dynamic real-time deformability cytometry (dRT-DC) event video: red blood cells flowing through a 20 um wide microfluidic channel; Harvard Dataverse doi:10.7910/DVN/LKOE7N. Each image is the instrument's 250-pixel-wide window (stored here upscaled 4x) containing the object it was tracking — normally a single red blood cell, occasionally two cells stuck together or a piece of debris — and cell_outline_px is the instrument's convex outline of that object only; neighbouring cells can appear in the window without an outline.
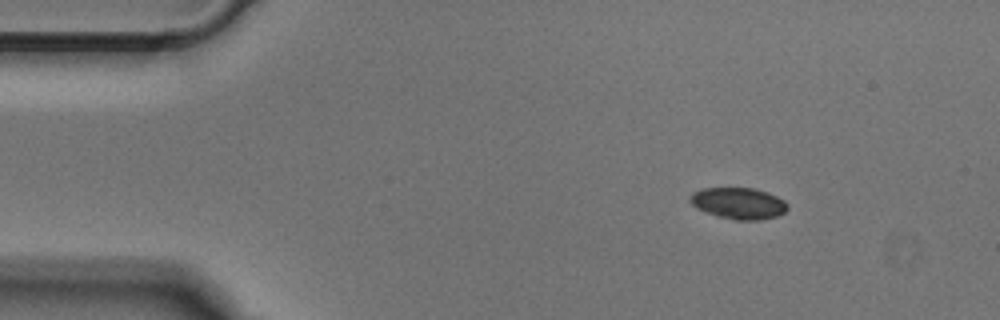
{"species": "Egyptian fruit bat (a non-hibernating species)", "species_latin": "Rousettus aegyptiacus", "temperature_condition": "cold", "stored_images_in_passage": 44, "camera_frame_rate_fps": 3000, "um_per_image_px": 0.085, "animal": {"sex": "male"}, "frame": {"image": 1, "passage_image": 1, "time_ms": 0.0, "image_size_px": [1000, 320], "cell_outline_px": [[788, 208], [784, 212], [776, 216], [760, 220], [736, 220], [716, 216], [696, 208], [688, 200], [688, 196], [692, 192], [700, 188], [752, 188], [768, 192], [784, 200], [788, 204]], "centroid_in_image_um": [62.74, 17.27], "position_along_channel_um": 22.3, "area_um2": 18.03}}
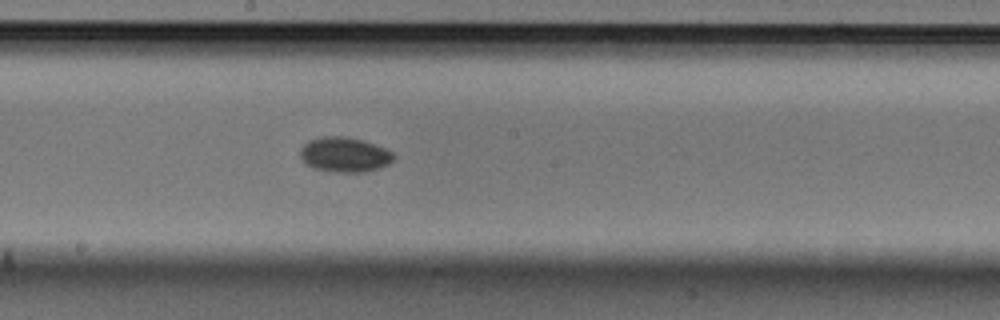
{"frame": {"image": 2, "passage_image": 21, "time_ms": 6.667, "image_size_px": [1000, 320], "cell_outline_px": [[396, 156], [388, 164], [380, 168], [368, 172], [336, 172], [312, 168], [304, 164], [300, 156], [300, 148], [308, 140], [320, 136], [344, 136], [364, 140], [384, 148], [392, 152]], "centroid_in_image_um": [29.26, 13.14], "position_along_channel_um": 218.9, "area_um2": 19.31}}
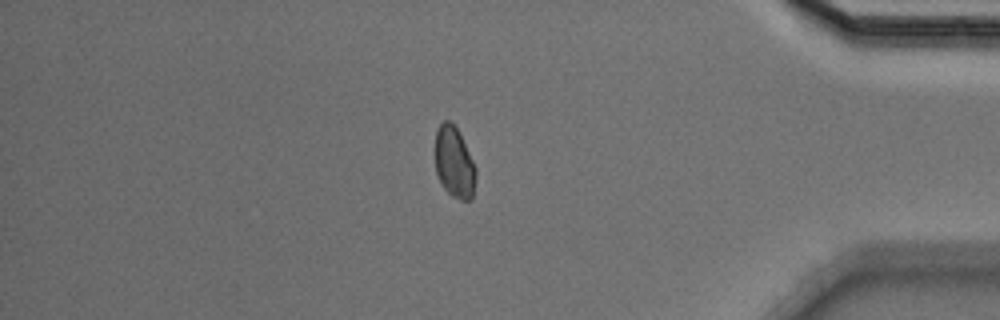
{"frame": {"image": 3, "passage_image": 37, "time_ms": 12.0, "image_size_px": [1000, 320], "cell_outline_px": [[476, 176], [472, 200], [460, 200], [452, 196], [444, 188], [436, 172], [436, 128], [444, 120], [448, 120], [460, 132], [476, 168]], "centroid_in_image_um": [38.63, 13.81], "position_along_channel_um": 396.6, "area_um2": 16.82}}